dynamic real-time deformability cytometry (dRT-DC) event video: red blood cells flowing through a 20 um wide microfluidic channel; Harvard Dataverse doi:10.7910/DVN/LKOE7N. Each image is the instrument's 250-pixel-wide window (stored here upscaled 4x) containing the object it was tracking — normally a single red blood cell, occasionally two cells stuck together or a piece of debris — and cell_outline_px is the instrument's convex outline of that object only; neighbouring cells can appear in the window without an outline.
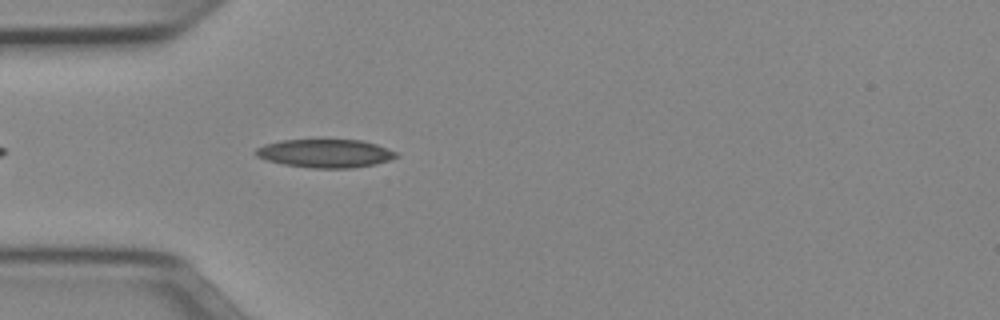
{"species": "Egyptian fruit bat (a non-hibernating species)", "species_latin": "Rousettus aegyptiacus", "temperature_condition": "cold", "stored_images_in_passage": 10, "camera_frame_rate_fps": 3000, "um_per_image_px": 0.085, "animal": {"sex": "female"}, "frame": {"image": 1, "passage_image": 4, "time_ms": 1.0, "image_size_px": [1000, 320], "cell_outline_px": [[400, 156], [376, 164], [352, 168], [312, 168], [284, 164], [268, 160], [256, 156], [252, 152], [256, 148], [264, 144], [280, 140], [360, 140], [376, 144], [396, 152]], "centroid_in_image_um": [27.62, 13.04], "position_along_channel_um": 57.4, "area_um2": 23.18}}
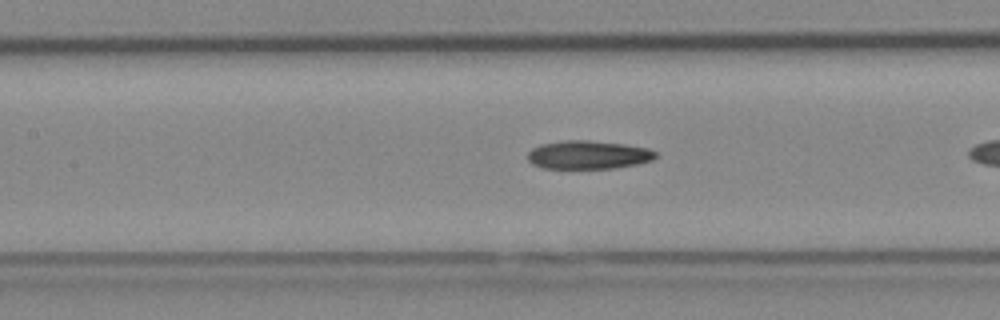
{"frame": {"image": 2, "passage_image": 9, "time_ms": 2.667, "image_size_px": [1000, 320], "cell_outline_px": [[656, 156], [652, 160], [636, 164], [616, 168], [544, 168], [532, 164], [528, 160], [528, 152], [532, 148], [540, 144], [564, 140], [588, 140], [624, 144], [648, 148], [656, 152]], "centroid_in_image_um": [49.98, 13.15], "position_along_channel_um": 157.4, "area_um2": 21.15}}